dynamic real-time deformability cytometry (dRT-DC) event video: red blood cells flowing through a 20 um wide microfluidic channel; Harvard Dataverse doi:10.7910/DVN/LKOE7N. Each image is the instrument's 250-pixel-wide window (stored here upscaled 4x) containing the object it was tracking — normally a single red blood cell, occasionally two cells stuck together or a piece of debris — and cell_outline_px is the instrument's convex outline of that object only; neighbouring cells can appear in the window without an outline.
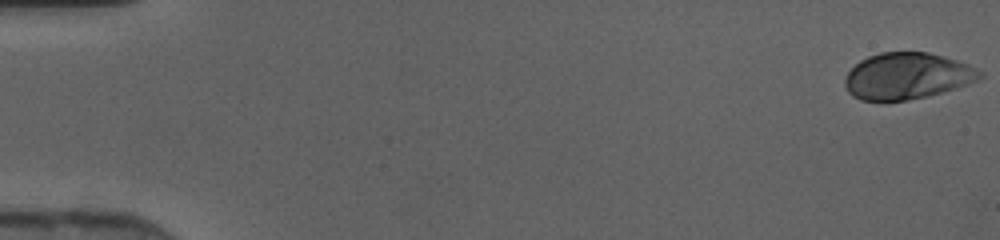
{"species": "human", "species_latin": "Homo sapiens", "temperature_condition": "cold", "stored_images_in_passage": 44, "camera_frame_rate_fps": 3000, "um_per_image_px": 0.085, "donor": {"sex": "female"}, "frame": {"image": 1, "passage_image": 1, "time_ms": 0.0, "image_size_px": [1000, 240], "cell_outline_px": [[984, 76], [968, 84], [928, 96], [908, 100], [860, 100], [852, 96], [848, 92], [844, 84], [844, 80], [848, 72], [860, 60], [868, 56], [880, 52], [928, 52], [956, 60], [968, 64], [984, 72]], "centroid_in_image_um": [77.1, 6.46], "position_along_channel_um": 7.9, "area_um2": 36.47}}
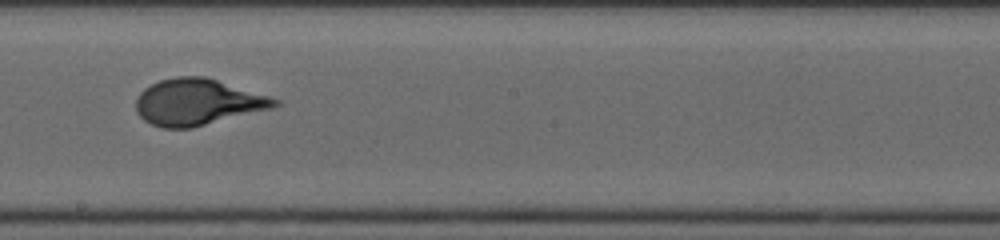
{"frame": {"image": 2, "passage_image": 27, "time_ms": 8.667, "image_size_px": [1000, 240], "cell_outline_px": [[280, 104], [272, 108], [192, 128], [164, 128], [152, 124], [144, 120], [136, 112], [136, 100], [140, 92], [144, 88], [160, 80], [176, 76], [204, 76], [268, 96], [280, 100]], "centroid_in_image_um": [16.77, 8.68], "position_along_channel_um": 231.4, "area_um2": 37.17}}
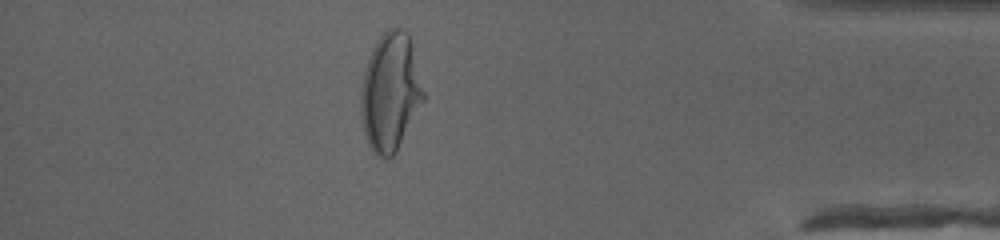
{"frame": {"image": 3, "passage_image": 41, "time_ms": 13.333, "image_size_px": [1000, 240], "cell_outline_px": [[424, 100], [396, 152], [388, 160], [384, 160], [376, 156], [368, 144], [364, 132], [360, 112], [360, 88], [364, 68], [372, 48], [376, 40], [392, 24], [396, 24], [408, 32], [424, 92]], "centroid_in_image_um": [33.15, 7.82], "position_along_channel_um": 402.1, "area_um2": 43.58}}